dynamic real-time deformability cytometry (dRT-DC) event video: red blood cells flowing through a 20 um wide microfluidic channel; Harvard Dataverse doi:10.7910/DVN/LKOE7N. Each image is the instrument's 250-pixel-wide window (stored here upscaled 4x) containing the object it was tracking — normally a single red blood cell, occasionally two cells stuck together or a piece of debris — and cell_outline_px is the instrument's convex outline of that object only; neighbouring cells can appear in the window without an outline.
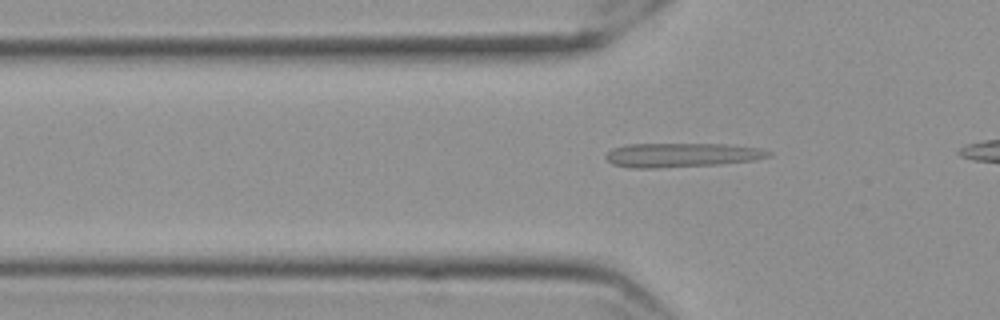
{"species": "Egyptian fruit bat (a non-hibernating species)", "species_latin": "Rousettus aegyptiacus", "temperature_condition": "cold", "stored_images_in_passage": 38, "camera_frame_rate_fps": 3000, "um_per_image_px": 0.085, "frame": {"image": 1, "passage_image": 7, "time_ms": 2.0, "image_size_px": [1000, 320], "cell_outline_px": [[772, 152], [768, 156], [752, 160], [720, 164], [656, 168], [632, 168], [612, 164], [604, 156], [612, 148], [624, 144], [724, 144], [760, 148]], "centroid_in_image_um": [57.88, 13.17], "position_along_channel_um": 67.9, "area_um2": 22.83}}
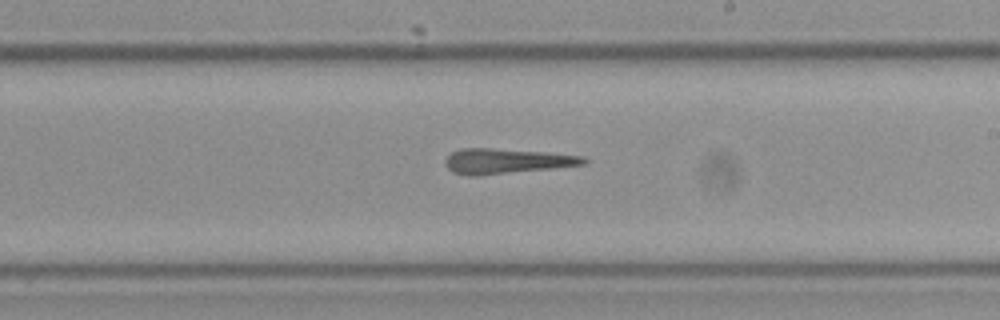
{"frame": {"image": 2, "passage_image": 22, "time_ms": 7.0, "image_size_px": [1000, 320], "cell_outline_px": [[588, 160], [584, 164], [552, 168], [476, 176], [468, 176], [452, 172], [444, 164], [444, 160], [452, 152], [464, 148], [492, 148], [544, 152], [584, 156]], "centroid_in_image_um": [43.0, 13.69], "position_along_channel_um": 246.0, "area_um2": 20.11}}
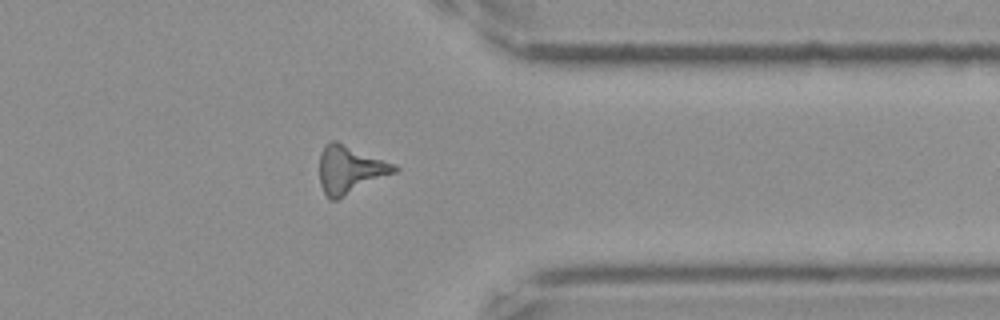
{"frame": {"image": 3, "passage_image": 34, "time_ms": 11.0, "image_size_px": [1000, 320], "cell_outline_px": [[400, 172], [336, 200], [332, 200], [324, 192], [320, 184], [320, 156], [324, 144], [332, 140], [336, 140], [396, 164], [400, 168]], "centroid_in_image_um": [29.81, 14.41], "position_along_channel_um": 381.6, "area_um2": 21.27}}